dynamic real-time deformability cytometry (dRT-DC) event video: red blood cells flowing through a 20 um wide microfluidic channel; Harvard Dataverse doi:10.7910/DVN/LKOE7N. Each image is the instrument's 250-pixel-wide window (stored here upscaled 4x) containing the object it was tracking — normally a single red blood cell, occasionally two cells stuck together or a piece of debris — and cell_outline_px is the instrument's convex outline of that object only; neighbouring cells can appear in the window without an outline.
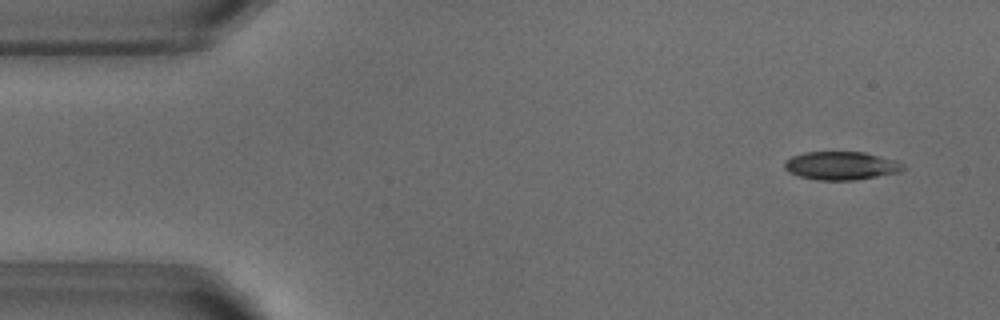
{"species": "common noctule bat (a hibernating species)", "species_latin": "Nyctalus noctula", "temperature_condition": "warm", "stored_images_in_passage": 51, "camera_frame_rate_fps": 3000, "um_per_image_px": 0.085, "animal": {"sex": "male", "body_mass_g": 18.8}, "frame": {"image": 1, "passage_image": 3, "time_ms": 0.667, "image_size_px": [1000, 320], "cell_outline_px": [[904, 168], [900, 172], [856, 180], [816, 180], [800, 176], [788, 172], [784, 168], [784, 160], [792, 156], [804, 152], [864, 152], [896, 160], [904, 164]], "centroid_in_image_um": [71.48, 14.08], "position_along_channel_um": 13.5, "area_um2": 19.65}}
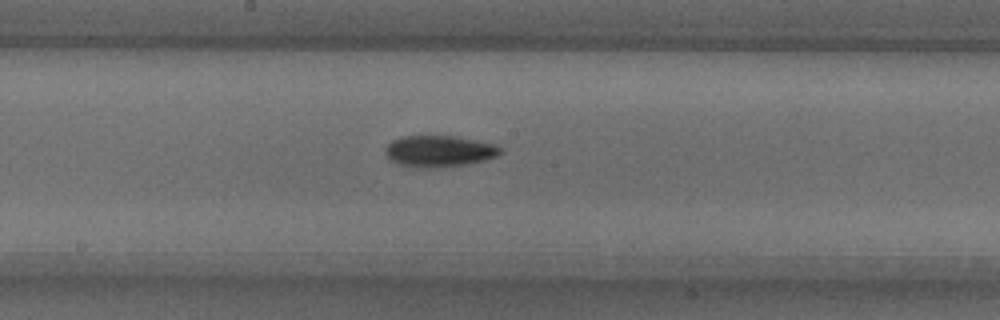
{"frame": {"image": 2, "passage_image": 26, "time_ms": 8.333, "image_size_px": [1000, 320], "cell_outline_px": [[504, 152], [496, 156], [484, 160], [464, 164], [436, 168], [424, 168], [396, 164], [388, 160], [384, 152], [384, 148], [392, 140], [400, 136], [456, 136], [496, 144], [504, 148]], "centroid_in_image_um": [37.31, 12.85], "position_along_channel_um": 210.9, "area_um2": 21.39}}
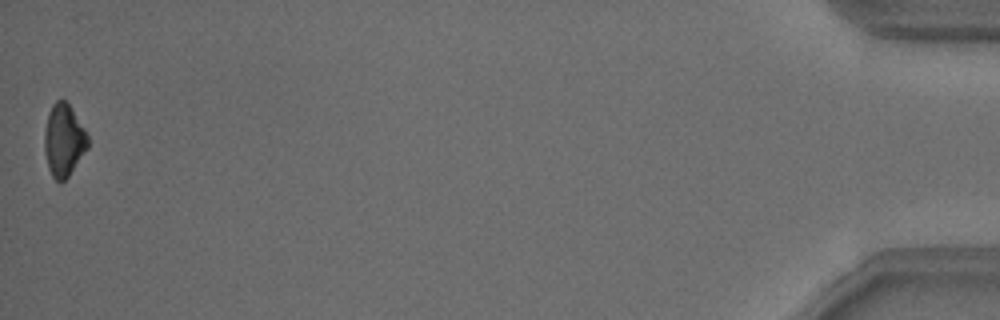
{"frame": {"image": 3, "passage_image": 51, "time_ms": 16.667, "image_size_px": [1000, 320], "cell_outline_px": [[88, 148], [68, 176], [60, 184], [52, 176], [48, 168], [44, 152], [44, 132], [48, 116], [52, 104], [56, 100], [64, 100], [68, 104], [84, 128], [88, 136]], "centroid_in_image_um": [5.4, 11.95], "position_along_channel_um": 429.8, "area_um2": 18.15}, "authors_computed_cell_mechanics": {"area_um2": 19.7098, "velocity_mm_per_s": 3.8344, "shape_relaxation_time_tau1_ms": 3.495, "shape_relaxation_time_tau2_ms": null, "deformation_change_tau1": 0.1134, "deformation_change_tau2": null}}